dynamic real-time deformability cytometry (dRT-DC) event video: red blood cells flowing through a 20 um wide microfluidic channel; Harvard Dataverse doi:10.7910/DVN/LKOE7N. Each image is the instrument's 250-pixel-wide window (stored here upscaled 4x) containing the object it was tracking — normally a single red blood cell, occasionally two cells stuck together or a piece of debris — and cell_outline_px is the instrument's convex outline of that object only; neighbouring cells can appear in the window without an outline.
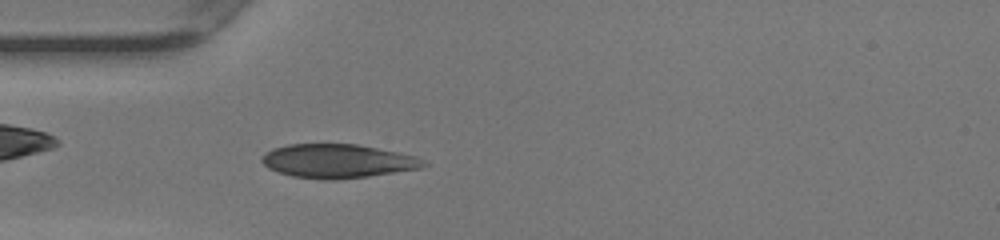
{"species": "human", "species_latin": "Homo sapiens", "temperature_condition": "warm", "stored_images_in_passage": 47, "camera_frame_rate_fps": 3000, "um_per_image_px": 0.085, "donor": {"sex": "female"}, "frame": {"image": 1, "passage_image": 13, "time_ms": 4.0, "image_size_px": [1000, 240], "cell_outline_px": [[428, 164], [420, 168], [368, 176], [336, 180], [324, 180], [292, 176], [268, 168], [260, 160], [260, 156], [264, 152], [272, 148], [288, 144], [356, 144], [416, 156], [424, 160]], "centroid_in_image_um": [28.64, 13.69], "position_along_channel_um": 56.4, "area_um2": 31.85}}
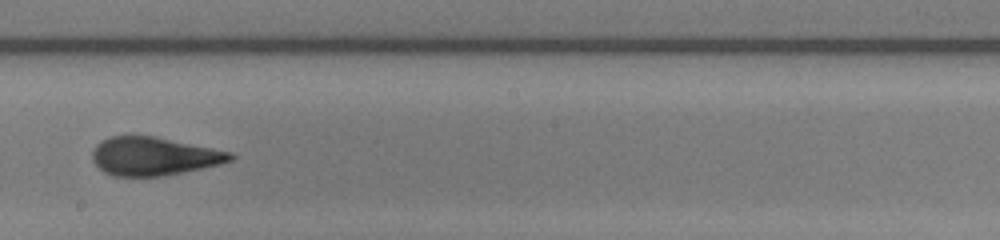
{"frame": {"image": 2, "passage_image": 26, "time_ms": 8.333, "image_size_px": [1000, 240], "cell_outline_px": [[236, 156], [232, 160], [220, 164], [164, 176], [116, 176], [104, 172], [92, 160], [92, 148], [100, 140], [108, 136], [152, 136], [232, 152]], "centroid_in_image_um": [13.04, 13.28], "position_along_channel_um": 235.2, "area_um2": 30.69}}
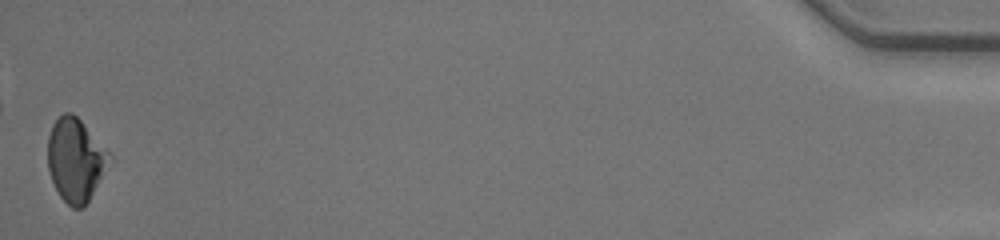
{"frame": {"image": 3, "passage_image": 47, "time_ms": 15.333, "image_size_px": [1000, 240], "cell_outline_px": [[112, 156], [84, 208], [72, 208], [60, 196], [52, 180], [48, 168], [48, 136], [52, 124], [64, 112], [72, 112], [80, 120]], "centroid_in_image_um": [6.39, 13.58], "position_along_channel_um": 428.8, "area_um2": 29.19}, "authors_computed_cell_mechanics": {"area_um2": 30.9808, "velocity_mm_per_s": 4.2367, "shape_relaxation_time_tau1_ms": 9.5421, "shape_relaxation_time_tau2_ms": 0.8607, "deformation_change_tau1": 0.2336, "deformation_change_tau2": 0.045}}